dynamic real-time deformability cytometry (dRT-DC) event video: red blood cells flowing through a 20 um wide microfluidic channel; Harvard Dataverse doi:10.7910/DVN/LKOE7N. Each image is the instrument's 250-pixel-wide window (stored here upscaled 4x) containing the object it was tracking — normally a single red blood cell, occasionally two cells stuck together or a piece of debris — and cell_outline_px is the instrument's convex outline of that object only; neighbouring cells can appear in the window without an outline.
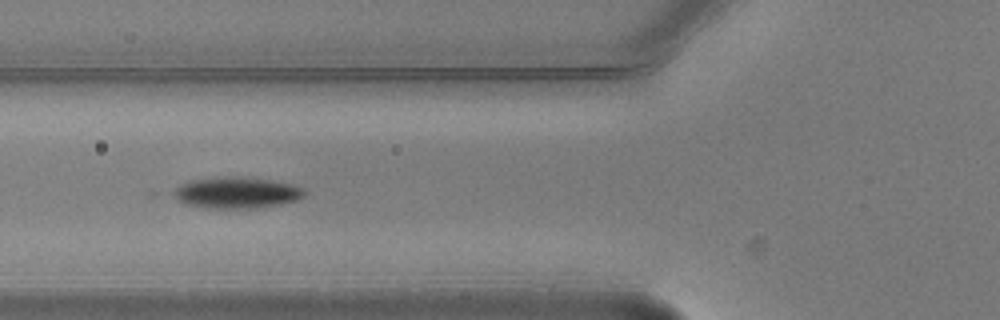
{"species": "common noctule bat (a hibernating species)", "species_latin": "Nyctalus noctula", "temperature_condition": "warm", "stored_images_in_passage": 5, "camera_frame_rate_fps": 3000, "um_per_image_px": 0.085, "animal": {"sex": "male", "body_mass_g": 20.5, "forearm_length_mm": 52.5}, "frame": {"image": 1, "passage_image": 4, "time_ms": 1.0, "image_size_px": [1000, 320], "cell_outline_px": [[304, 196], [296, 200], [280, 204], [256, 208], [204, 208], [188, 204], [180, 200], [168, 192], [180, 184], [192, 180], [228, 176], [236, 176], [268, 180], [292, 184], [304, 188]], "centroid_in_image_um": [20.07, 16.38], "position_along_channel_um": 105.7, "area_um2": 23.76}}